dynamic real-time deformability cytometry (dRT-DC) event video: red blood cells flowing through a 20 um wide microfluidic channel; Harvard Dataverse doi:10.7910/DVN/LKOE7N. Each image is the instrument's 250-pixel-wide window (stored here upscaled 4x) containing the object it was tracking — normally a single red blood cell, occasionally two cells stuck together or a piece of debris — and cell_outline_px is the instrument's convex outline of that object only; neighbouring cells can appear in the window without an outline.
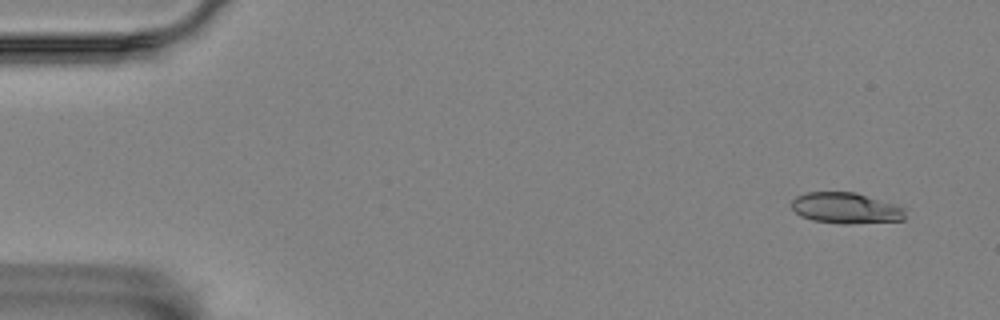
{"species": "Egyptian fruit bat (a non-hibernating species)", "species_latin": "Rousettus aegyptiacus", "temperature_condition": "room temperature", "stored_images_in_passage": 4, "camera_frame_rate_fps": 3000, "um_per_image_px": 0.085, "animal": {"sex": "female"}, "frame": {"image": 1, "passage_image": 1, "time_ms": 0.0, "image_size_px": [1000, 320], "cell_outline_px": [[904, 220], [848, 224], [840, 224], [812, 220], [800, 216], [792, 208], [792, 200], [796, 196], [808, 192], [856, 192], [896, 204], [904, 208]], "centroid_in_image_um": [71.89, 17.69], "position_along_channel_um": 13.1, "area_um2": 20.58}}
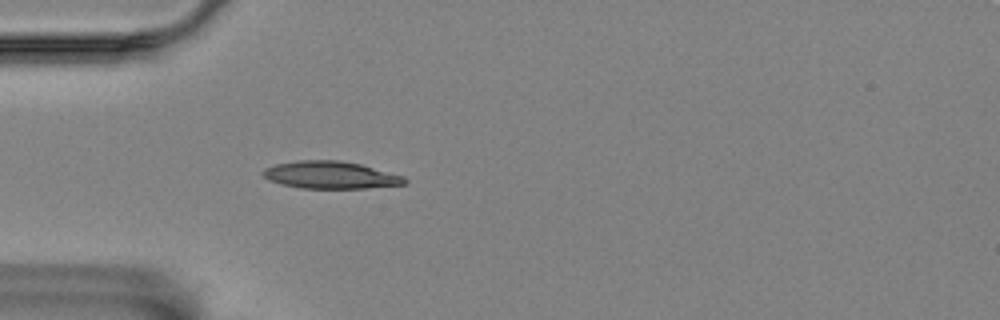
{"frame": {"image": 2, "passage_image": 4, "time_ms": 1.0, "image_size_px": [1000, 320], "cell_outline_px": [[408, 184], [364, 188], [300, 188], [280, 184], [268, 180], [260, 172], [264, 168], [276, 164], [300, 160], [340, 160], [360, 164], [404, 176], [408, 180]], "centroid_in_image_um": [28.08, 14.88], "position_along_channel_um": 56.9, "area_um2": 22.66}}